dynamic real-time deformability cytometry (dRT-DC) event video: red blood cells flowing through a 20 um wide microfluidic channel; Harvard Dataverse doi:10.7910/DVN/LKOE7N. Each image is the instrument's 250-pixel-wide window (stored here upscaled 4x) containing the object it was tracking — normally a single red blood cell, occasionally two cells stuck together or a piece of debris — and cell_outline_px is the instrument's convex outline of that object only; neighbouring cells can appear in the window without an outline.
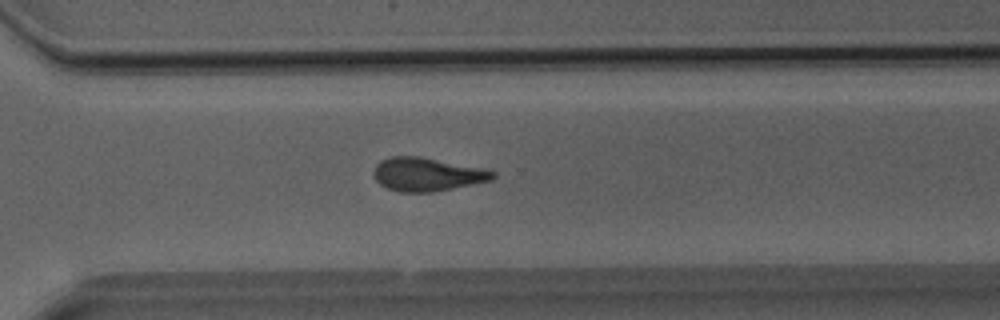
{"species": "Egyptian fruit bat (a non-hibernating species)", "species_latin": "Rousettus aegyptiacus", "temperature_condition": "room temperature", "stored_images_in_passage": 36, "segment_of_instrument_passage": [1, 2], "camera_frame_rate_fps": 3000, "um_per_image_px": 0.085, "animal": {"sex": "male"}, "frame": {"image": 1, "passage_image": 25, "time_ms": 8.0, "image_size_px": [1000, 320], "cell_outline_px": [[496, 176], [492, 180], [432, 192], [400, 192], [388, 188], [380, 184], [372, 176], [372, 172], [376, 164], [380, 160], [392, 156], [420, 156], [488, 168], [496, 172]], "centroid_in_image_um": [36.32, 14.8], "position_along_channel_um": 334.3, "area_um2": 23.58}}
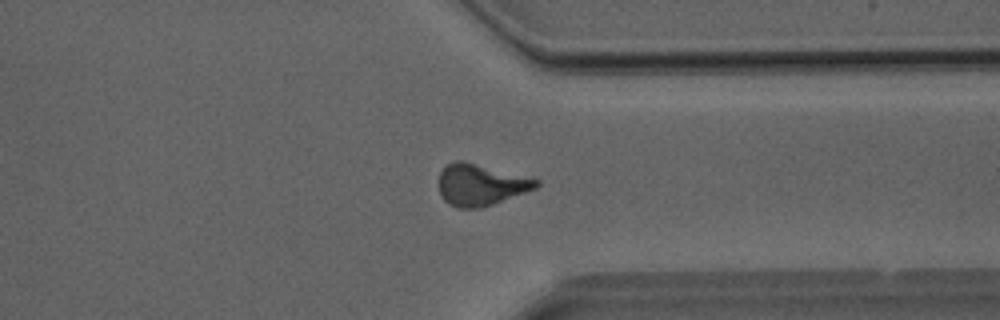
{"frame": {"image": 2, "passage_image": 27, "time_ms": 8.667, "image_size_px": [1000, 320], "cell_outline_px": [[540, 184], [536, 188], [492, 204], [480, 208], [456, 208], [448, 204], [440, 196], [440, 172], [452, 160], [464, 160], [540, 180]], "centroid_in_image_um": [40.83, 15.7], "position_along_channel_um": 370.6, "area_um2": 23.47}}
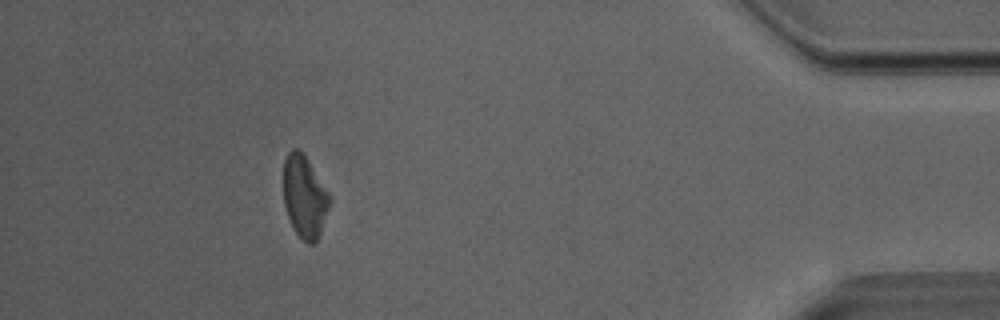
{"frame": {"image": 3, "passage_image": 32, "time_ms": 10.333, "image_size_px": [1000, 320], "cell_outline_px": [[332, 200], [320, 232], [316, 240], [312, 244], [308, 244], [296, 232], [288, 216], [284, 204], [284, 160], [288, 152], [292, 148], [296, 148], [304, 156], [328, 192]], "centroid_in_image_um": [25.88, 16.73], "position_along_channel_um": 409.3, "area_um2": 21.5}}